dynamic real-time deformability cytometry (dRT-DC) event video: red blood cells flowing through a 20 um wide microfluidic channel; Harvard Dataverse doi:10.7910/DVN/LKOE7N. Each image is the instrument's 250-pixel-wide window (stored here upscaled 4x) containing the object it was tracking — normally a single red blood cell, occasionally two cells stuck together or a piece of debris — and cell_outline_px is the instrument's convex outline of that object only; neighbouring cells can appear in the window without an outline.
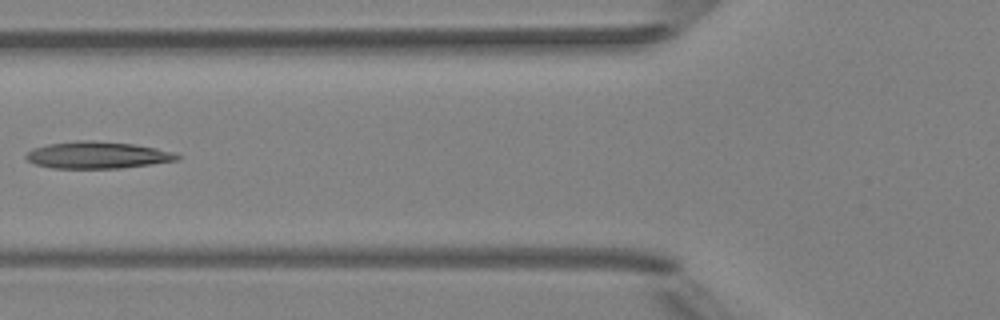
{"species": "Egyptian fruit bat (a non-hibernating species)", "species_latin": "Rousettus aegyptiacus", "temperature_condition": "room temperature", "stored_images_in_passage": 3, "camera_frame_rate_fps": 3000, "um_per_image_px": 0.085, "animal": {"sex": "female"}, "frame": {"image": 1, "passage_image": 2, "time_ms": 1.0, "image_size_px": [1000, 320], "cell_outline_px": [[180, 160], [152, 164], [120, 168], [52, 168], [36, 164], [28, 160], [24, 156], [32, 148], [48, 144], [80, 140], [92, 140], [132, 144], [156, 148], [176, 152], [180, 156]], "centroid_in_image_um": [8.31, 13.18], "position_along_channel_um": 117.5, "area_um2": 23.7}}
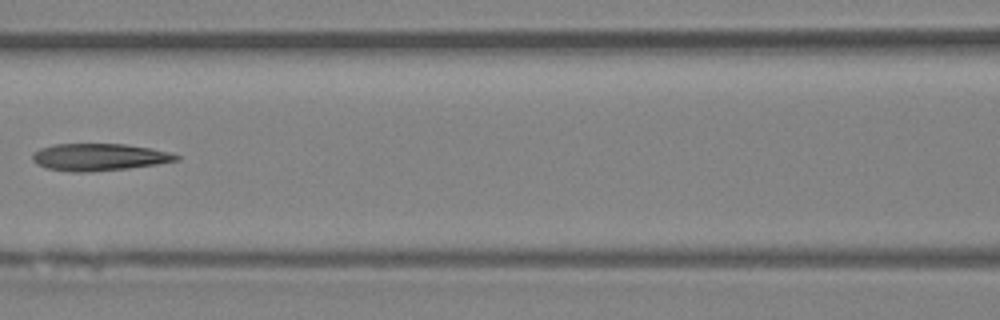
{"frame": {"image": 2, "passage_image": 3, "time_ms": 2.0, "image_size_px": [1000, 320], "cell_outline_px": [[180, 160], [156, 164], [128, 168], [92, 172], [72, 172], [48, 168], [36, 164], [32, 160], [32, 156], [40, 148], [56, 144], [124, 144], [152, 148], [172, 152], [180, 156]], "centroid_in_image_um": [8.46, 13.35], "position_along_channel_um": 158.1, "area_um2": 22.77}}